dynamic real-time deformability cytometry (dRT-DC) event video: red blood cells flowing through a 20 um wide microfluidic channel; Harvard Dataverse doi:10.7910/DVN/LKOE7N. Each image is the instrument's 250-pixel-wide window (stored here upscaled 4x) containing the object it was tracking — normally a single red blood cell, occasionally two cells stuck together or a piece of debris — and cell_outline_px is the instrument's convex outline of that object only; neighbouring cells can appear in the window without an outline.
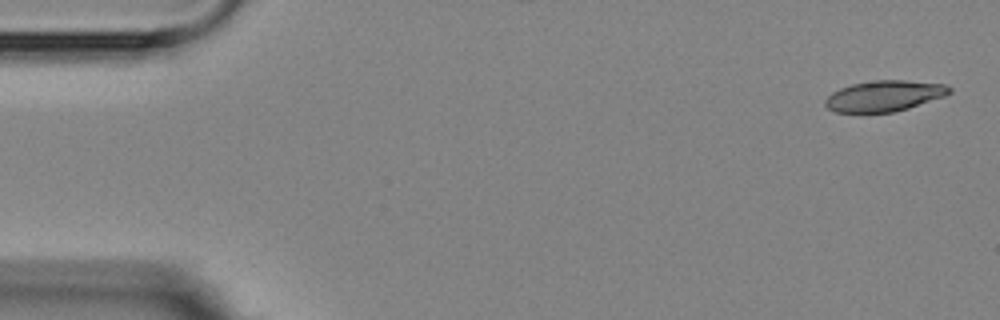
{"species": "Egyptian fruit bat (a non-hibernating species)", "species_latin": "Rousettus aegyptiacus", "temperature_condition": "room temperature", "stored_images_in_passage": 4, "camera_frame_rate_fps": 3000, "um_per_image_px": 0.085, "animal": {"sex": "female"}, "frame": {"image": 1, "passage_image": 1, "time_ms": 0.0, "image_size_px": [1000, 320], "cell_outline_px": [[952, 92], [944, 96], [908, 108], [892, 112], [836, 112], [828, 108], [824, 104], [824, 100], [832, 92], [840, 88], [852, 84], [876, 80], [904, 80], [944, 84], [952, 88]], "centroid_in_image_um": [75.16, 8.15], "position_along_channel_um": 9.8, "area_um2": 22.14}}
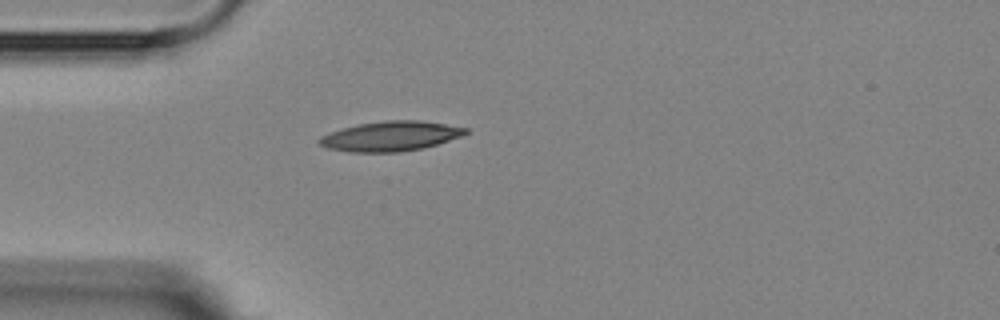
{"frame": {"image": 2, "passage_image": 4, "time_ms": 4.333, "image_size_px": [1000, 320], "cell_outline_px": [[468, 132], [460, 136], [436, 144], [420, 148], [400, 152], [348, 152], [328, 148], [316, 144], [316, 140], [320, 136], [356, 124], [384, 120], [420, 120], [468, 128]], "centroid_in_image_um": [33.13, 11.57], "position_along_channel_um": 51.9, "area_um2": 25.32}}